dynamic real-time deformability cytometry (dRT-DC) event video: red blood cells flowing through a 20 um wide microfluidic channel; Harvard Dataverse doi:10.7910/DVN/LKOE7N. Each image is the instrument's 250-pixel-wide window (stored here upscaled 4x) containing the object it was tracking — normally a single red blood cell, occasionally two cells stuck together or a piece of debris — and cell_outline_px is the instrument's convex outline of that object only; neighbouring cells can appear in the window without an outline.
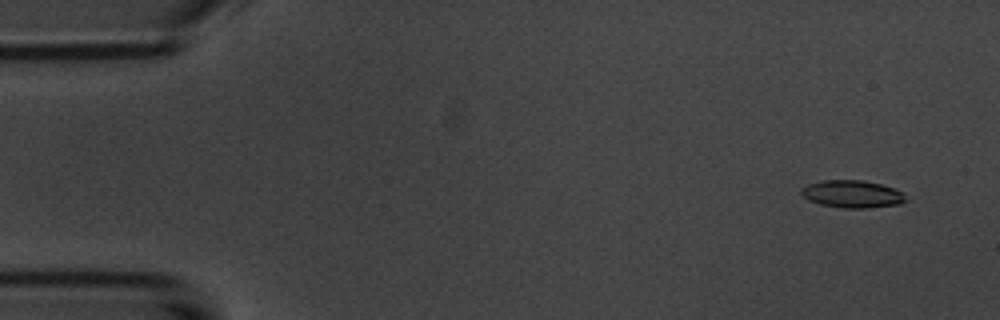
{"species": "common noctule bat (a hibernating species)", "species_latin": "Nyctalus noctula", "temperature_condition": "room temperature", "stored_images_in_passage": 5, "camera_frame_rate_fps": 3000, "um_per_image_px": 0.085, "animal": {"sex": "male", "body_mass_g": 20.1, "forearm_length_mm": 53.5}, "frame": {"image": 1, "passage_image": 2, "time_ms": 1.0, "image_size_px": [1000, 320], "cell_outline_px": [[908, 200], [900, 204], [868, 208], [840, 208], [820, 204], [808, 200], [800, 192], [800, 188], [808, 184], [820, 180], [864, 180], [880, 184], [892, 188], [900, 192]], "centroid_in_image_um": [72.4, 16.49], "position_along_channel_um": 12.6, "area_um2": 16.76}}
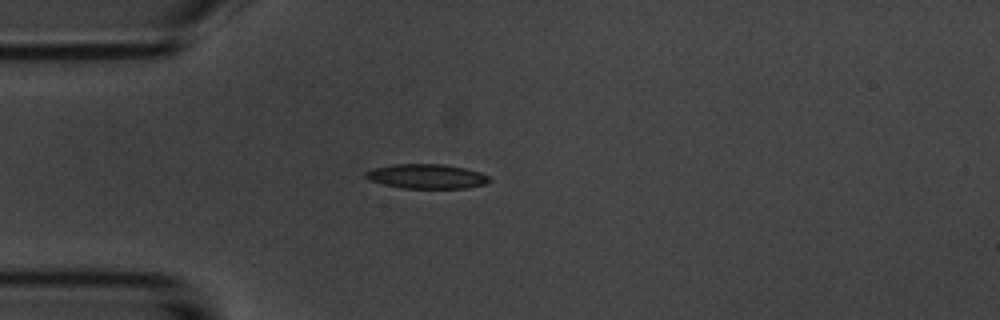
{"frame": {"image": 2, "passage_image": 5, "time_ms": 4.667, "image_size_px": [1000, 320], "cell_outline_px": [[492, 180], [484, 184], [464, 188], [404, 188], [384, 184], [368, 180], [364, 176], [364, 172], [372, 168], [392, 164], [444, 164], [464, 168], [480, 172], [488, 176]], "centroid_in_image_um": [36.23, 14.98], "position_along_channel_um": 48.8, "area_um2": 17.69}}